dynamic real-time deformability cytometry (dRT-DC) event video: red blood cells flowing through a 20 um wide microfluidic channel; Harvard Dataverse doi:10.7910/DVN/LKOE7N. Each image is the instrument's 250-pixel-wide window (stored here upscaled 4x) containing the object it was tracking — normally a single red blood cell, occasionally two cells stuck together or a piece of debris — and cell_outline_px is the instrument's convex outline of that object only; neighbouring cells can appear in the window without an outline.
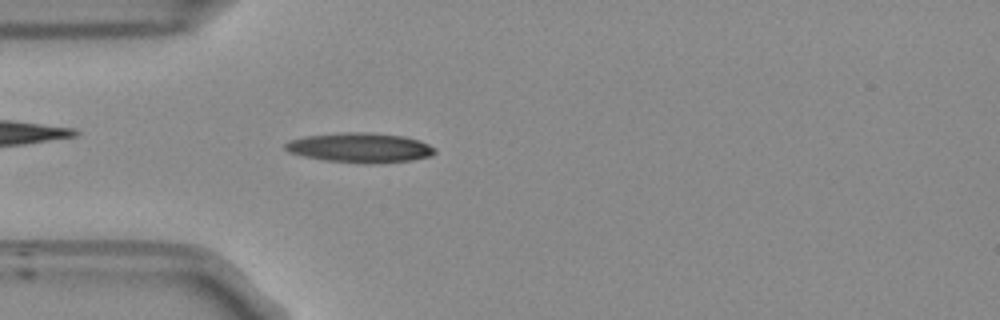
{"species": "Egyptian fruit bat (a non-hibernating species)", "species_latin": "Rousettus aegyptiacus", "temperature_condition": "room temperature", "stored_images_in_passage": 52, "camera_frame_rate_fps": 3000, "um_per_image_px": 0.085, "frame": {"image": 1, "passage_image": 14, "time_ms": 4.333, "image_size_px": [1000, 320], "cell_outline_px": [[436, 152], [432, 156], [412, 160], [368, 164], [364, 164], [324, 160], [304, 156], [288, 152], [284, 148], [284, 144], [288, 140], [304, 136], [348, 132], [368, 132], [404, 136], [420, 140], [436, 148]], "centroid_in_image_um": [30.61, 12.55], "position_along_channel_um": 54.4, "area_um2": 26.13}}
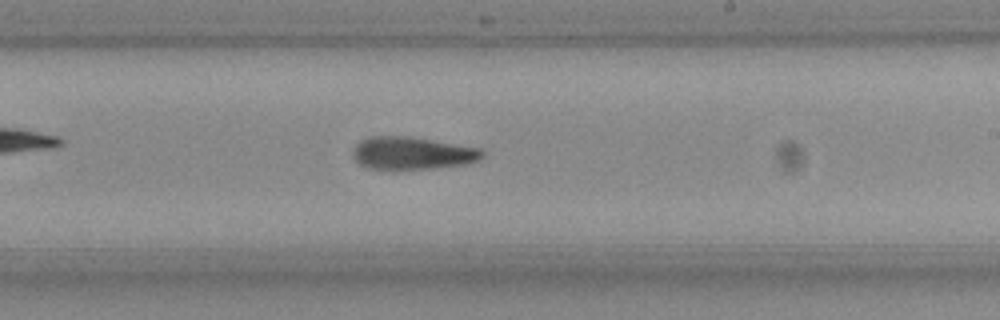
{"frame": {"image": 2, "passage_image": 30, "time_ms": 9.667, "image_size_px": [1000, 320], "cell_outline_px": [[484, 156], [476, 160], [464, 164], [392, 172], [368, 168], [360, 164], [352, 156], [352, 148], [360, 140], [368, 136], [412, 136], [480, 148], [484, 152]], "centroid_in_image_um": [34.95, 13.03], "position_along_channel_um": 254.0, "area_um2": 25.26}}
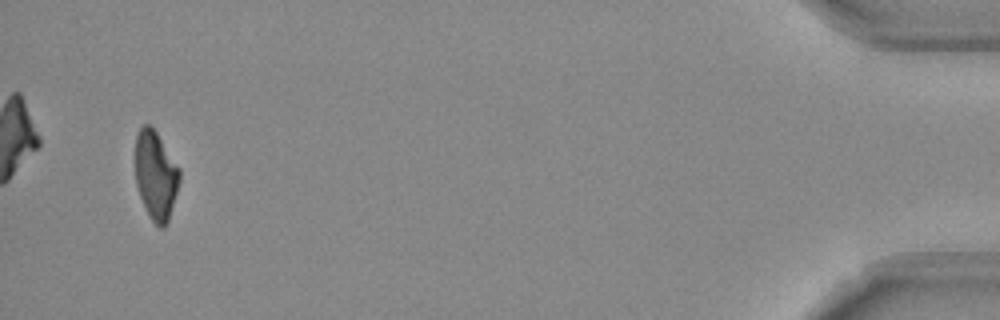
{"frame": {"image": 3, "passage_image": 50, "time_ms": 16.333, "image_size_px": [1000, 320], "cell_outline_px": [[180, 180], [168, 220], [164, 228], [160, 228], [152, 220], [140, 196], [136, 184], [136, 132], [144, 124], [152, 124], [180, 168]], "centroid_in_image_um": [13.25, 14.84], "position_along_channel_um": 422.0, "area_um2": 22.77}}